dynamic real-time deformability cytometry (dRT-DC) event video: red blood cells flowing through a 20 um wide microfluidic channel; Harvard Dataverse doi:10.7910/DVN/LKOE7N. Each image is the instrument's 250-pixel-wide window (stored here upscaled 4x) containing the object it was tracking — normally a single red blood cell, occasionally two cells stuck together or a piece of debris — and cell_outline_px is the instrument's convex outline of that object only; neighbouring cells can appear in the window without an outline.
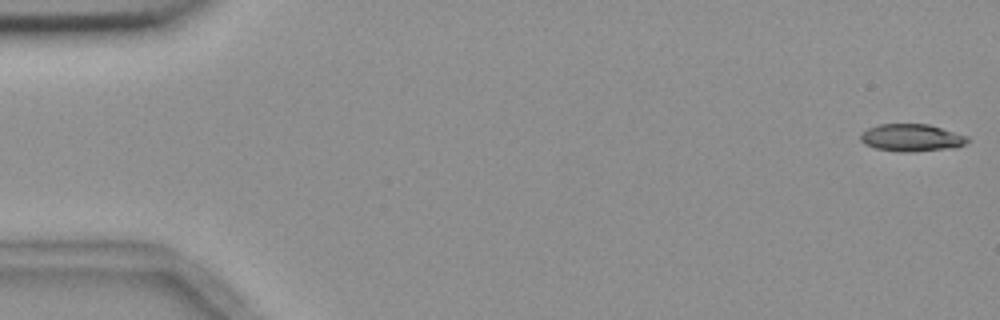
{"species": "common noctule bat (a hibernating species)", "species_latin": "Nyctalus noctula", "temperature_condition": "room temperature", "stored_images_in_passage": 55, "camera_frame_rate_fps": 3000, "um_per_image_px": 0.085, "animal": {"sex": "female", "body_mass_g": 18.4}, "frame": {"image": 1, "passage_image": 1, "time_ms": 0.0, "image_size_px": [1000, 320], "cell_outline_px": [[972, 140], [956, 148], [908, 152], [900, 152], [876, 148], [864, 144], [860, 140], [860, 132], [868, 128], [880, 124], [928, 124], [968, 136]], "centroid_in_image_um": [77.49, 11.71], "position_along_channel_um": 7.5, "area_um2": 17.22}}
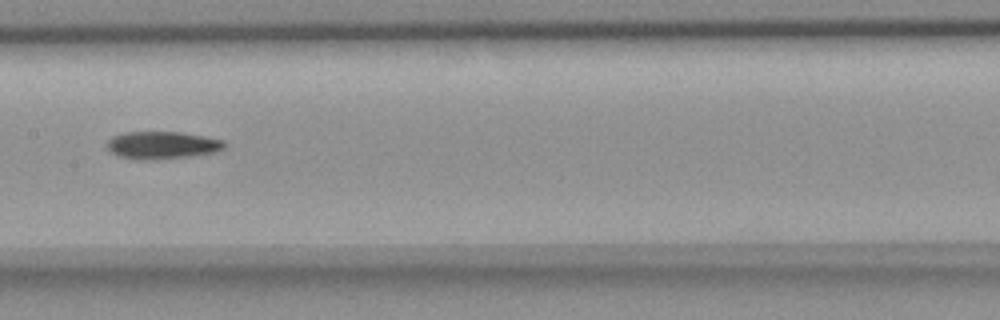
{"frame": {"image": 2, "passage_image": 28, "time_ms": 9.0, "image_size_px": [1000, 320], "cell_outline_px": [[228, 144], [224, 148], [216, 152], [188, 156], [152, 160], [140, 160], [120, 156], [112, 152], [108, 148], [108, 140], [112, 136], [124, 132], [180, 132], [204, 136], [224, 140]], "centroid_in_image_um": [13.82, 12.33], "position_along_channel_um": 193.6, "area_um2": 18.79}}
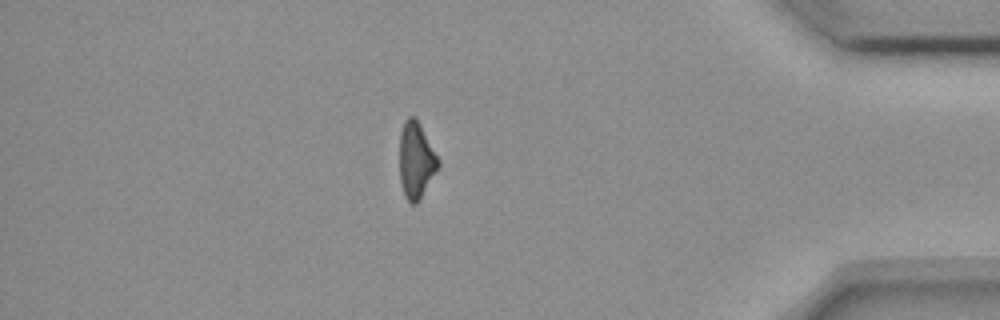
{"frame": {"image": 3, "passage_image": 48, "time_ms": 15.667, "image_size_px": [1000, 320], "cell_outline_px": [[440, 164], [416, 204], [412, 204], [404, 196], [400, 184], [400, 132], [404, 120], [408, 116], [412, 116], [420, 124], [440, 160]], "centroid_in_image_um": [35.35, 13.61], "position_along_channel_um": 399.9, "area_um2": 16.99}, "authors_computed_cell_mechanics": {"area_um2": 18.0914, "velocity_mm_per_s": 3.6615, "shape_relaxation_time_tau1_ms": 9.1548, "shape_relaxation_time_tau2_ms": null, "deformation_change_tau1": 0.1941, "deformation_change_tau2": null}}